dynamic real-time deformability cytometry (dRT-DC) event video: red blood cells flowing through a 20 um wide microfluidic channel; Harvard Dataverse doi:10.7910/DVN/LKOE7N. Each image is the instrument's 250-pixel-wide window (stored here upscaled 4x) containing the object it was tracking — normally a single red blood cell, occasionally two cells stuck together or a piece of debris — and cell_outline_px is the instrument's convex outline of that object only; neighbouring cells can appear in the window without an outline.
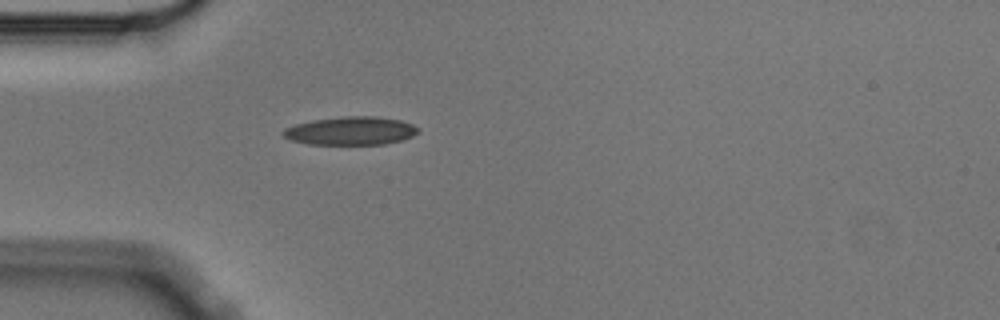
{"species": "Egyptian fruit bat (a non-hibernating species)", "species_latin": "Rousettus aegyptiacus", "temperature_condition": "cold", "stored_images_in_passage": 6, "camera_frame_rate_fps": 3000, "um_per_image_px": 0.085, "animal": {"sex": "male"}, "frame": {"image": 1, "passage_image": 6, "time_ms": 1.667, "image_size_px": [1000, 320], "cell_outline_px": [[420, 132], [412, 136], [400, 140], [384, 144], [308, 144], [288, 140], [280, 132], [284, 128], [296, 124], [312, 120], [344, 116], [376, 116], [400, 120], [412, 124], [420, 128]], "centroid_in_image_um": [29.79, 11.12], "position_along_channel_um": 55.2, "area_um2": 22.37}}